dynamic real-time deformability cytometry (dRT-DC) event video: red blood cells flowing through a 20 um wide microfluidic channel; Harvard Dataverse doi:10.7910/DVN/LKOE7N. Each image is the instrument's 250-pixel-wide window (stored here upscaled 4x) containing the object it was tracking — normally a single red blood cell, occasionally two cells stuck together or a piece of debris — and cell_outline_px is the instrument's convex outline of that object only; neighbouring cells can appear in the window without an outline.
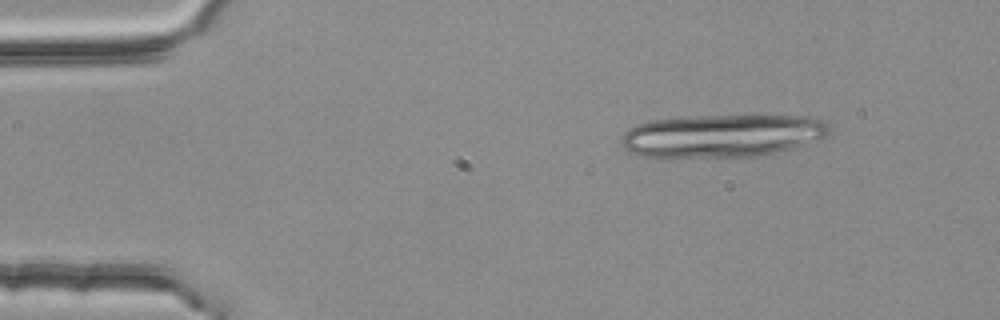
{"species": "common noctule bat (a hibernating species)", "species_latin": "Nyctalus noctula", "temperature_condition": "room temperature", "stored_images_in_passage": 5, "camera_frame_rate_fps": 3000, "um_per_image_px": 0.085, "animal": {"sex": "female", "body_mass_g": 25.1}, "frame": {"image": 1, "passage_image": 1, "time_ms": 0.0, "image_size_px": [1000, 320], "cell_outline_px": [[832, 132], [824, 136], [804, 144], [792, 148], [776, 152], [756, 156], [672, 160], [660, 160], [640, 156], [624, 148], [620, 140], [624, 132], [628, 128], [636, 124], [652, 120], [700, 116], [816, 116], [824, 120], [828, 124]], "centroid_in_image_um": [61.3, 11.58], "position_along_channel_um": 23.7, "area_um2": 53.29}}